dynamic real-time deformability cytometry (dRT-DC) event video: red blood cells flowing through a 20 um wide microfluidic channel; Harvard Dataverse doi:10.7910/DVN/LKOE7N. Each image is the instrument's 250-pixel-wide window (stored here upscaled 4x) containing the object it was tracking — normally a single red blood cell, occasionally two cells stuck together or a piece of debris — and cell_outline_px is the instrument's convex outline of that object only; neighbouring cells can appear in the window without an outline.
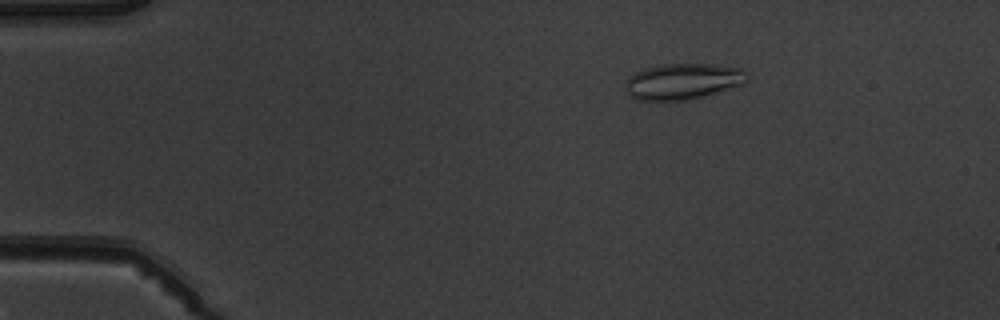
{"species": "common noctule bat (a hibernating species)", "species_latin": "Nyctalus noctula", "temperature_condition": "warm", "stored_images_in_passage": 5, "camera_frame_rate_fps": 3000, "um_per_image_px": 0.085, "animal": {"sex": "male", "body_mass_g": 19.5, "forearm_length_mm": 54.6}, "frame": {"image": 1, "passage_image": 3, "time_ms": 2.333, "image_size_px": [1000, 320], "cell_outline_px": [[748, 80], [740, 84], [700, 96], [684, 100], [636, 100], [628, 96], [624, 88], [624, 80], [628, 76], [644, 68], [664, 64], [712, 64], [740, 68], [748, 72]], "centroid_in_image_um": [57.95, 6.9], "position_along_channel_um": 27.1, "area_um2": 25.37}}